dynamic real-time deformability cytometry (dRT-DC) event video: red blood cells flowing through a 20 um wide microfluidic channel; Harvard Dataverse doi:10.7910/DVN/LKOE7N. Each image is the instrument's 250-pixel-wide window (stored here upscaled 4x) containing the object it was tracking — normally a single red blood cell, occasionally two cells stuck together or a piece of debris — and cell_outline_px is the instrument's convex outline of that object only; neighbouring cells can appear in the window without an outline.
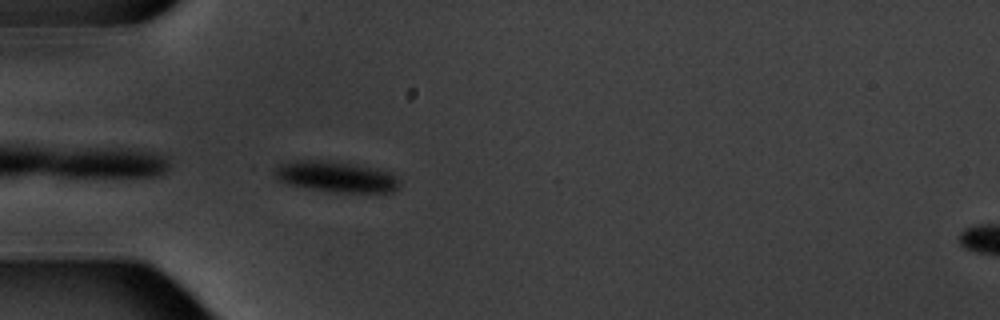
{"species": "common noctule bat (a hibernating species)", "species_latin": "Nyctalus noctula", "temperature_condition": "warm", "stored_images_in_passage": 6, "camera_frame_rate_fps": 3000, "um_per_image_px": 0.085, "animal": {"sex": "male", "body_mass_g": 20.1, "forearm_length_mm": 53.5}, "frame": {"image": 1, "passage_image": 6, "time_ms": 5.667, "image_size_px": [1000, 320], "cell_outline_px": [[400, 184], [392, 192], [328, 192], [288, 184], [276, 180], [272, 172], [272, 168], [280, 164], [292, 160], [320, 160], [352, 164], [388, 172], [400, 180]], "centroid_in_image_um": [28.45, 15.03], "position_along_channel_um": 56.5, "area_um2": 22.43}}